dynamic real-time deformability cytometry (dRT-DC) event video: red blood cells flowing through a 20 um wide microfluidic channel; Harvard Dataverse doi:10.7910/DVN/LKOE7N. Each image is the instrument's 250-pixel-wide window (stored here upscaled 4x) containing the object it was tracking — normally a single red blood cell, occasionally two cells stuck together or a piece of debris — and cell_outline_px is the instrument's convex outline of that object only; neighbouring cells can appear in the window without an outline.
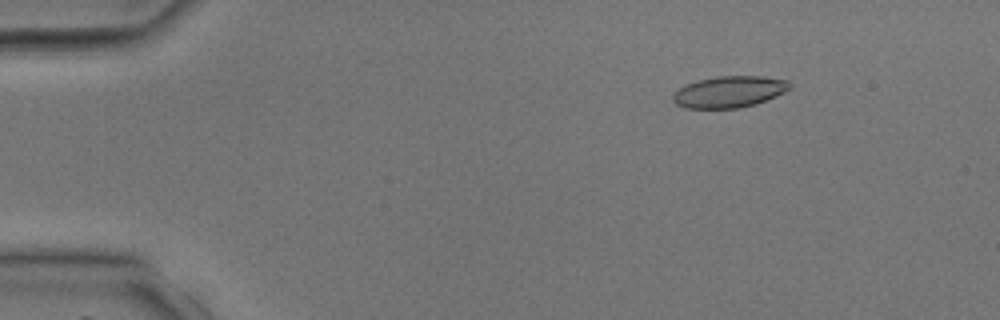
{"species": "common noctule bat (a hibernating species)", "species_latin": "Nyctalus noctula", "temperature_condition": "room temperature", "stored_images_in_passage": 34, "camera_frame_rate_fps": 3000, "um_per_image_px": 0.085, "animal": {"sex": "male", "body_mass_g": 17.9, "forearm_length_mm": 54.2}, "frame": {"image": 1, "passage_image": 1, "time_ms": 0.0, "image_size_px": [1000, 320], "cell_outline_px": [[792, 88], [784, 92], [756, 104], [740, 108], [684, 108], [676, 104], [672, 100], [672, 96], [680, 88], [688, 84], [700, 80], [716, 76], [764, 76], [788, 80], [792, 84]], "centroid_in_image_um": [62.02, 7.8], "position_along_channel_um": 23.0, "area_um2": 21.39}}
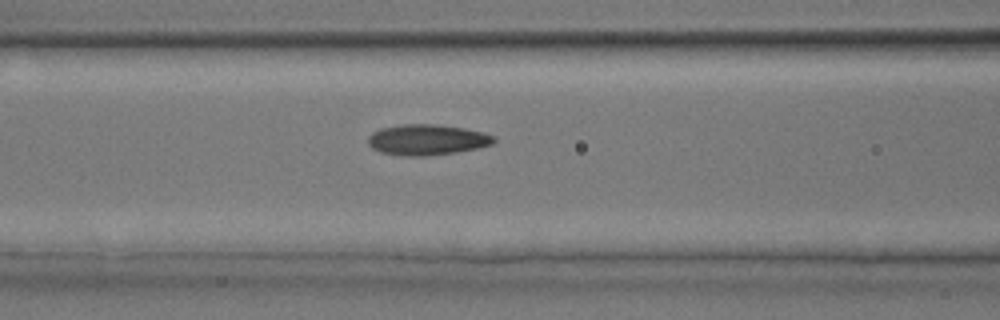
{"frame": {"image": 2, "passage_image": 12, "time_ms": 3.667, "image_size_px": [1000, 320], "cell_outline_px": [[496, 140], [492, 144], [476, 148], [456, 152], [428, 156], [400, 156], [380, 152], [372, 148], [368, 144], [368, 136], [372, 132], [380, 128], [404, 124], [436, 124], [464, 128], [484, 132], [496, 136]], "centroid_in_image_um": [36.29, 11.88], "position_along_channel_um": 130.3, "area_um2": 22.72}}
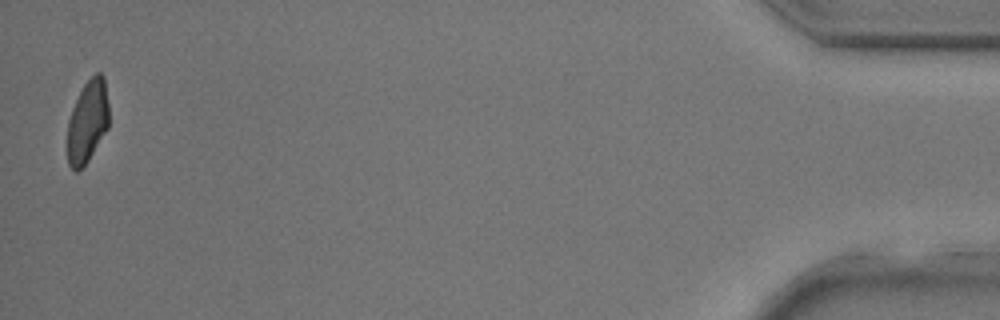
{"frame": {"image": 3, "passage_image": 34, "time_ms": 11.0, "image_size_px": [1000, 320], "cell_outline_px": [[108, 128], [88, 160], [76, 172], [68, 164], [64, 148], [68, 120], [72, 108], [84, 84], [96, 72], [100, 72], [104, 76], [108, 104]], "centroid_in_image_um": [7.39, 10.36], "position_along_channel_um": 427.8, "area_um2": 20.35}}